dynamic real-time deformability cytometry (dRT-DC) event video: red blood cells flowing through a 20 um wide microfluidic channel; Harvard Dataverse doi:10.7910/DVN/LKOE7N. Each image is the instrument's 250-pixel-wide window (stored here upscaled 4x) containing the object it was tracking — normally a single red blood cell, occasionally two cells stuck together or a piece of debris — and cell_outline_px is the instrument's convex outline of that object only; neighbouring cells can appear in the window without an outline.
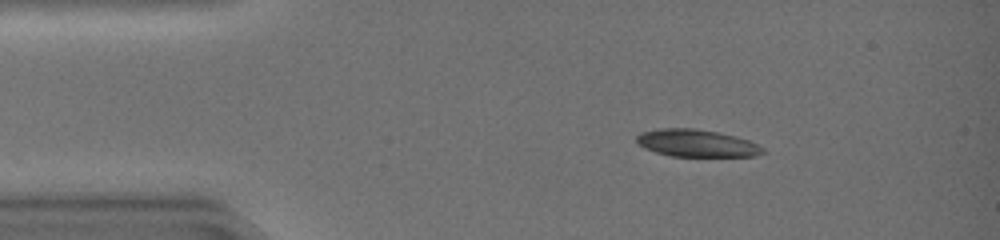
{"species": "common noctule bat (a hibernating species)", "species_latin": "Nyctalus noctula", "temperature_condition": "warm", "stored_images_in_passage": 43, "camera_frame_rate_fps": 3000, "um_per_image_px": 0.085, "animal": {"sex": "female", "body_mass_g": 19.0, "forearm_length_mm": 51.5}, "frame": {"image": 1, "passage_image": 6, "time_ms": 1.667, "image_size_px": [1000, 240], "cell_outline_px": [[764, 152], [756, 156], [668, 156], [644, 148], [636, 140], [636, 136], [640, 132], [664, 128], [692, 128], [716, 132], [748, 140], [764, 148]], "centroid_in_image_um": [59.18, 12.18], "position_along_channel_um": 25.8, "area_um2": 19.83}}
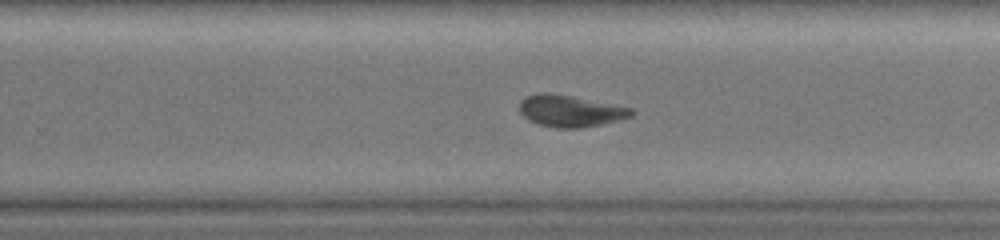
{"frame": {"image": 2, "passage_image": 28, "time_ms": 9.0, "image_size_px": [1000, 240], "cell_outline_px": [[636, 112], [632, 116], [600, 124], [580, 128], [556, 128], [540, 124], [528, 120], [520, 112], [520, 100], [524, 96], [540, 92], [548, 92], [572, 96], [632, 108]], "centroid_in_image_um": [48.44, 9.42], "position_along_channel_um": 281.4, "area_um2": 20.58}}
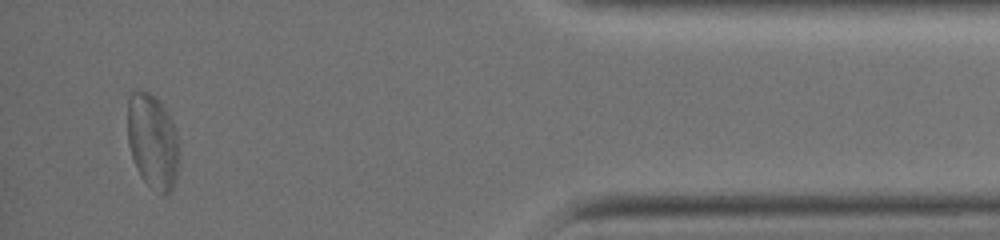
{"frame": {"image": 3, "passage_image": 41, "time_ms": 13.333, "image_size_px": [1000, 240], "cell_outline_px": [[176, 176], [172, 188], [168, 196], [160, 192], [148, 184], [140, 176], [136, 168], [128, 144], [128, 96], [136, 88], [140, 88], [148, 92], [164, 108], [172, 124], [176, 136]], "centroid_in_image_um": [12.91, 11.99], "position_along_channel_um": 422.3, "area_um2": 27.63}, "authors_computed_cell_mechanics": {"area_um2": 20.7502, "velocity_mm_per_s": 4.2899, "shape_relaxation_time_tau1_ms": 3.3411, "shape_relaxation_time_tau2_ms": 2.4152, "deformation_change_tau1": 0.152, "deformation_change_tau2": 0.089}}